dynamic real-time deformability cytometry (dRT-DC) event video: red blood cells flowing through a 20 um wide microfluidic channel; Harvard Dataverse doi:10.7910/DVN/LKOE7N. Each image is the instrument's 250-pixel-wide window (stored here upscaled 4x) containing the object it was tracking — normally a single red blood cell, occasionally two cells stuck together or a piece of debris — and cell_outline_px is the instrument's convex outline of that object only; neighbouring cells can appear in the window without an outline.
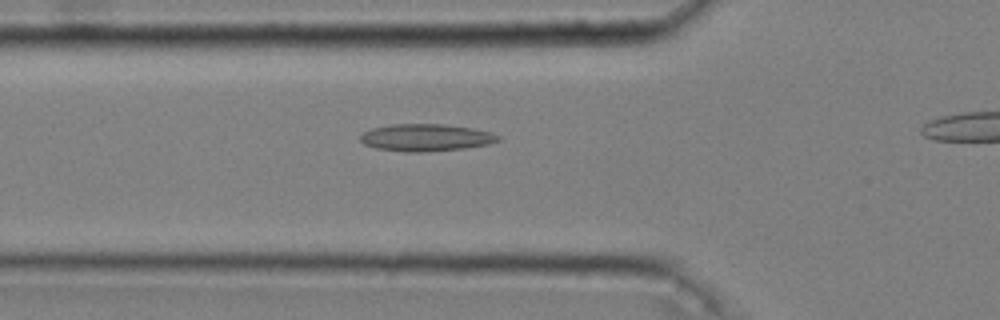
{"species": "common noctule bat (a hibernating species)", "species_latin": "Nyctalus noctula", "temperature_condition": "cold", "stored_images_in_passage": 38, "camera_frame_rate_fps": 3000, "um_per_image_px": 0.085, "animal": {"sex": "male", "body_mass_g": 20.4}, "frame": {"image": 1, "passage_image": 12, "time_ms": 3.667, "image_size_px": [1000, 320], "cell_outline_px": [[500, 140], [488, 144], [464, 148], [420, 152], [404, 152], [376, 148], [364, 144], [360, 140], [360, 136], [364, 132], [372, 128], [392, 124], [444, 124], [472, 128], [492, 132], [500, 136]], "centroid_in_image_um": [36.2, 11.69], "position_along_channel_um": 89.6, "area_um2": 21.79}}
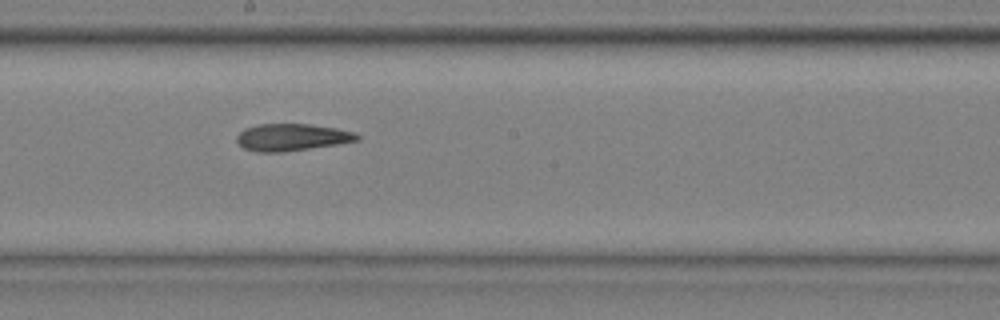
{"frame": {"image": 2, "passage_image": 23, "time_ms": 7.333, "image_size_px": [1000, 320], "cell_outline_px": [[360, 140], [336, 144], [284, 152], [256, 152], [244, 148], [236, 140], [236, 136], [244, 128], [256, 124], [312, 124], [336, 128], [356, 132], [360, 136]], "centroid_in_image_um": [24.8, 11.66], "position_along_channel_um": 223.4, "area_um2": 19.07}}
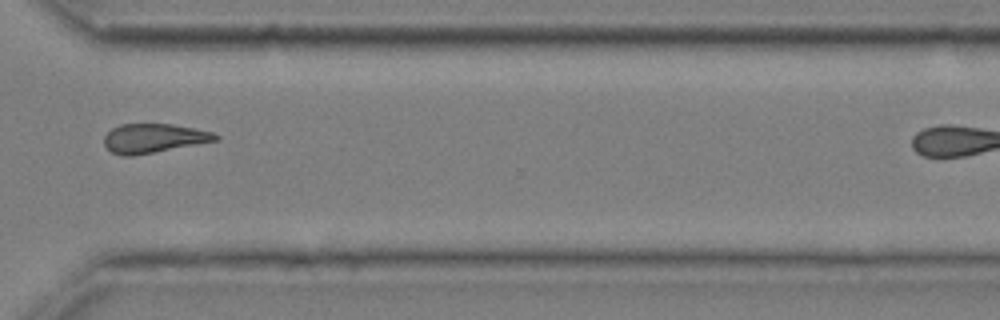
{"frame": {"image": 3, "passage_image": 34, "time_ms": 11.0, "image_size_px": [1000, 320], "cell_outline_px": [[220, 140], [132, 156], [124, 156], [112, 152], [104, 144], [104, 136], [112, 128], [120, 124], [172, 124], [212, 132], [220, 136]], "centroid_in_image_um": [13.07, 11.75], "position_along_channel_um": 357.5, "area_um2": 18.79}}